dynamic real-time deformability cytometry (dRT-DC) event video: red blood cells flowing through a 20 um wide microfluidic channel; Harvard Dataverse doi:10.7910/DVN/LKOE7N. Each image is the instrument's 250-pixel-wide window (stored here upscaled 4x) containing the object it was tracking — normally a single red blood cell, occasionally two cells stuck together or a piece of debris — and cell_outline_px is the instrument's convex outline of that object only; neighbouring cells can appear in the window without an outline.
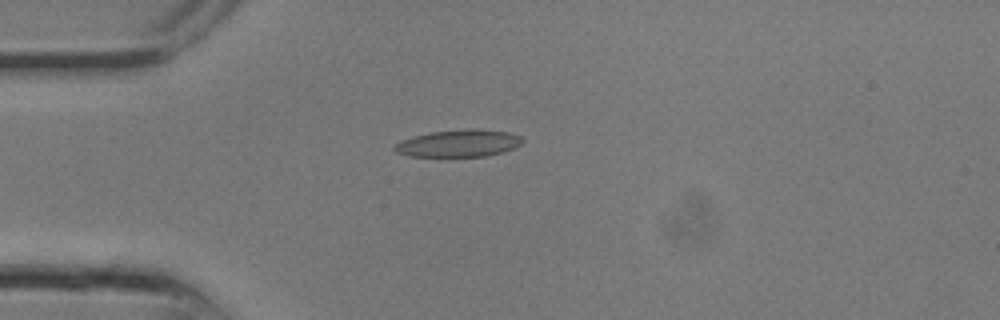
{"species": "common noctule bat (a hibernating species)", "species_latin": "Nyctalus noctula", "temperature_condition": "room temperature", "stored_images_in_passage": 11, "camera_frame_rate_fps": 3000, "um_per_image_px": 0.085, "animal": {"sex": "male", "body_mass_g": 13.3}, "frame": {"image": 1, "passage_image": 7, "time_ms": 2.0, "image_size_px": [1000, 320], "cell_outline_px": [[524, 140], [516, 148], [504, 152], [484, 156], [408, 156], [396, 152], [392, 148], [400, 140], [412, 136], [432, 132], [464, 128], [476, 128], [508, 132], [520, 136]], "centroid_in_image_um": [38.99, 12.17], "position_along_channel_um": 46.0, "area_um2": 20.46}}
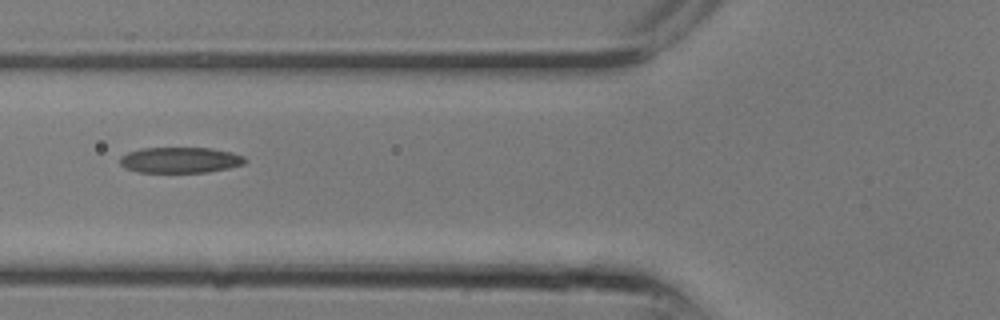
{"frame": {"image": 2, "passage_image": 10, "time_ms": 3.0, "image_size_px": [1000, 320], "cell_outline_px": [[248, 160], [244, 164], [228, 168], [208, 172], [136, 172], [124, 168], [120, 164], [120, 156], [128, 152], [140, 148], [208, 148], [232, 152], [244, 156]], "centroid_in_image_um": [15.3, 13.6], "position_along_channel_um": 110.5, "area_um2": 18.9}}